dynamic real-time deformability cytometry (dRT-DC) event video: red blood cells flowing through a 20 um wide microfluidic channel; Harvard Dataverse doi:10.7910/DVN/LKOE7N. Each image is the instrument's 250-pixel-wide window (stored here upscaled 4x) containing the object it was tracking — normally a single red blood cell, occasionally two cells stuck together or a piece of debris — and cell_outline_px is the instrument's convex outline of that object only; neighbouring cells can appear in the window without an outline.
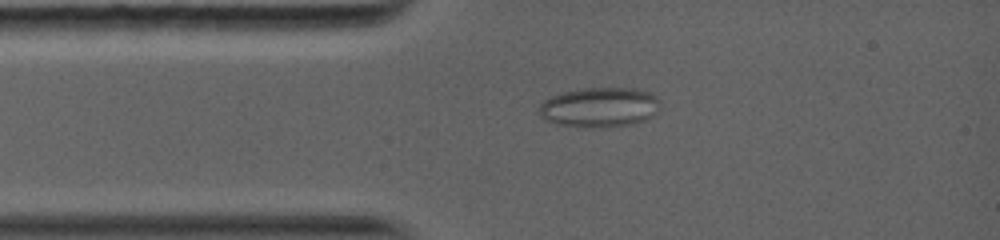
{"species": "common noctule bat (a hibernating species)", "species_latin": "Nyctalus noctula", "temperature_condition": "warm", "stored_images_in_passage": 32, "camera_frame_rate_fps": 5000, "um_per_image_px": 0.085, "animal": {"sex": "female", "body_mass_g": 19.0, "forearm_length_mm": 56.7}, "frame": {"image": 1, "passage_image": 5, "time_ms": 2.0, "image_size_px": [1000, 240], "cell_outline_px": [[660, 104], [652, 116], [644, 120], [632, 124], [600, 128], [580, 128], [560, 124], [544, 120], [540, 116], [540, 104], [544, 100], [552, 96], [564, 92], [584, 88], [636, 88], [652, 92], [656, 96]], "centroid_in_image_um": [50.96, 9.12], "position_along_channel_um": 34.0, "area_um2": 28.26}}
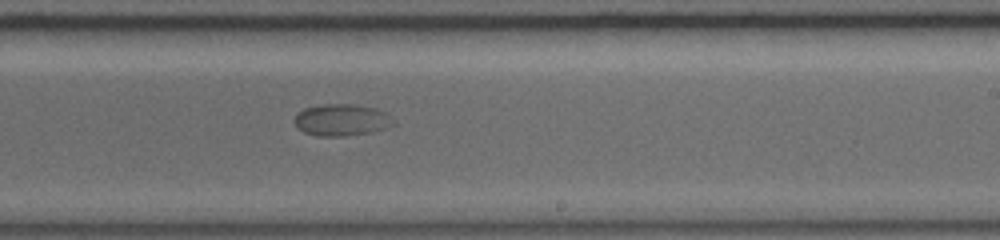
{"frame": {"image": 2, "passage_image": 17, "time_ms": 8.0, "image_size_px": [1000, 240], "cell_outline_px": [[396, 124], [372, 132], [344, 136], [316, 136], [304, 132], [296, 128], [296, 112], [304, 108], [324, 104], [356, 104], [376, 108], [384, 112], [396, 120]], "centroid_in_image_um": [29.05, 10.19], "position_along_channel_um": 260.0, "area_um2": 18.5}}
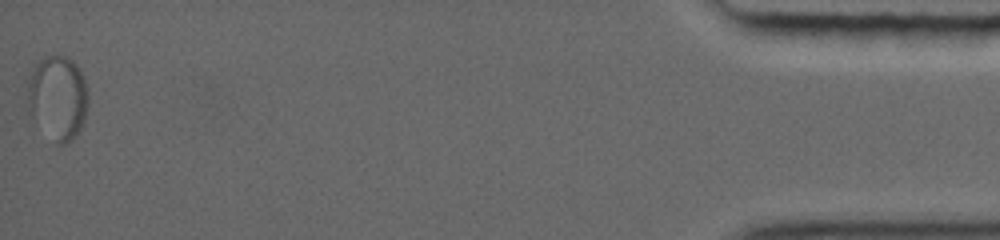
{"frame": {"image": 3, "passage_image": 32, "time_ms": 15.8, "image_size_px": [1000, 240], "cell_outline_px": [[88, 104], [84, 120], [80, 132], [68, 144], [56, 144], [24, 108], [28, 80], [36, 64], [44, 56], [68, 56], [80, 68], [88, 92]], "centroid_in_image_um": [4.89, 8.32], "position_along_channel_um": 430.3, "area_um2": 30.4}}